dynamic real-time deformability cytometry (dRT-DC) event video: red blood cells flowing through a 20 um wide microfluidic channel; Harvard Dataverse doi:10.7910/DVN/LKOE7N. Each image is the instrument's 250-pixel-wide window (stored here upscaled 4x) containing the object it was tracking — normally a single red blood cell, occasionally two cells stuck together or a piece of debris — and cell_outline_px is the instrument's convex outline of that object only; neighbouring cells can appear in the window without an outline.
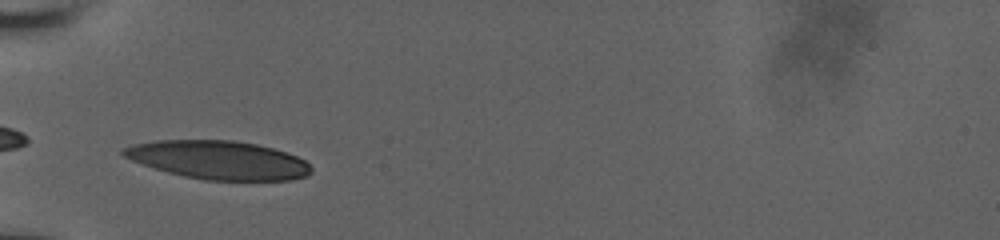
{"species": "human", "species_latin": "Homo sapiens", "temperature_condition": "room temperature", "stored_images_in_passage": 28, "camera_frame_rate_fps": 3000, "um_per_image_px": 0.085, "donor": {"sex": "male"}, "frame": {"image": 1, "passage_image": 1, "time_ms": 0.0, "image_size_px": [1000, 240], "cell_outline_px": [[312, 172], [304, 176], [292, 180], [204, 180], [184, 176], [168, 172], [132, 160], [124, 156], [120, 152], [120, 148], [132, 144], [156, 140], [236, 140], [256, 144], [288, 152], [304, 160], [312, 168]], "centroid_in_image_um": [18.56, 13.59], "position_along_channel_um": 66.4, "area_um2": 42.08}}
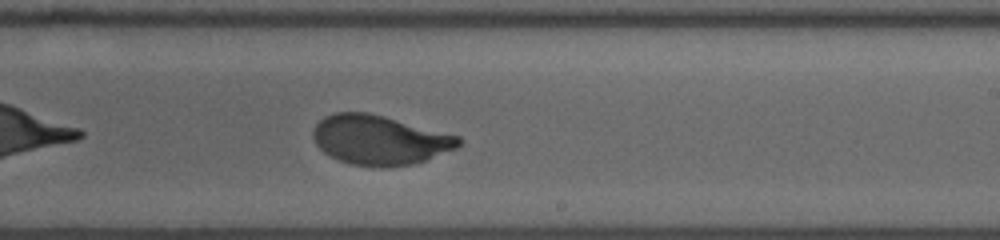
{"frame": {"image": 2, "passage_image": 16, "time_ms": 5.0, "image_size_px": [1000, 240], "cell_outline_px": [[464, 140], [456, 148], [416, 164], [384, 168], [380, 168], [348, 164], [324, 152], [316, 144], [312, 136], [312, 132], [316, 124], [324, 116], [336, 112], [368, 112], [384, 116], [460, 136]], "centroid_in_image_um": [32.27, 11.91], "position_along_channel_um": 256.7, "area_um2": 42.25}}
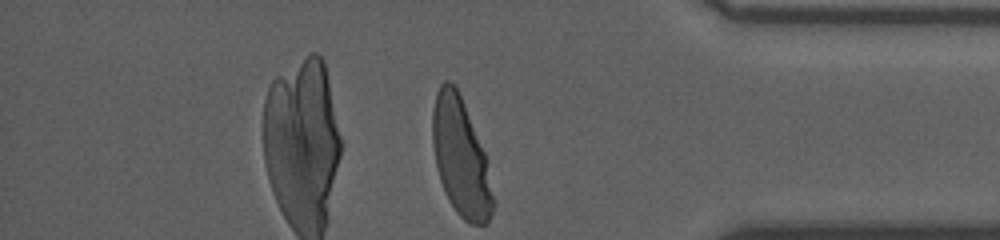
{"frame": {"image": 3, "passage_image": 28, "time_ms": 9.0, "image_size_px": [1000, 240], "cell_outline_px": [[496, 204], [488, 220], [484, 224], [472, 224], [464, 220], [456, 212], [448, 200], [444, 192], [440, 180], [436, 164], [432, 144], [432, 108], [436, 92], [440, 84], [444, 80], [448, 80], [456, 88], [464, 104], [488, 160]], "centroid_in_image_um": [39.17, 13.41], "position_along_channel_um": 396.0, "area_um2": 41.85}, "authors_computed_cell_mechanics": {"area_um2": 42.2229, "velocity_mm_per_s": 3.9137, "shape_relaxation_time_tau1_ms": 3.583, "shape_relaxation_time_tau2_ms": null, "deformation_change_tau1": 0.2006, "deformation_change_tau2": null}}